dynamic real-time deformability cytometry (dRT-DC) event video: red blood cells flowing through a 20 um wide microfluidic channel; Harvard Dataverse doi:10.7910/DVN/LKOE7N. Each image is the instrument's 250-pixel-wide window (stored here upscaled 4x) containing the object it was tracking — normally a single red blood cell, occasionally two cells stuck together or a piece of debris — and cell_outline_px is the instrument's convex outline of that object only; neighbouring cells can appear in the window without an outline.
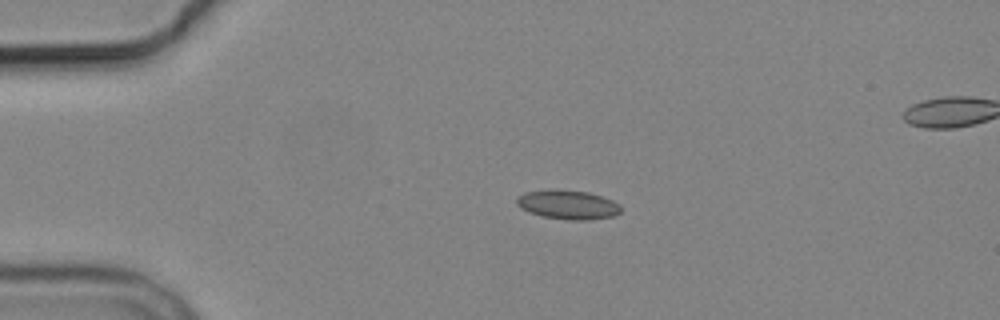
{"species": "common noctule bat (a hibernating species)", "species_latin": "Nyctalus noctula", "temperature_condition": "cold", "stored_images_in_passage": 4, "segment_of_instrument_passage": [1, 2], "camera_frame_rate_fps": 3000, "um_per_image_px": 0.085, "animal": {"sex": "male", "body_mass_g": 19.2, "forearm_length_mm": 51.8}, "frame": {"image": 1, "passage_image": 2, "time_ms": 1.333, "image_size_px": [1000, 320], "cell_outline_px": [[620, 212], [616, 216], [588, 220], [572, 220], [544, 216], [528, 212], [520, 208], [516, 204], [516, 196], [524, 192], [588, 192], [612, 200], [620, 204]], "centroid_in_image_um": [48.3, 17.44], "position_along_channel_um": 36.7, "area_um2": 16.99}}